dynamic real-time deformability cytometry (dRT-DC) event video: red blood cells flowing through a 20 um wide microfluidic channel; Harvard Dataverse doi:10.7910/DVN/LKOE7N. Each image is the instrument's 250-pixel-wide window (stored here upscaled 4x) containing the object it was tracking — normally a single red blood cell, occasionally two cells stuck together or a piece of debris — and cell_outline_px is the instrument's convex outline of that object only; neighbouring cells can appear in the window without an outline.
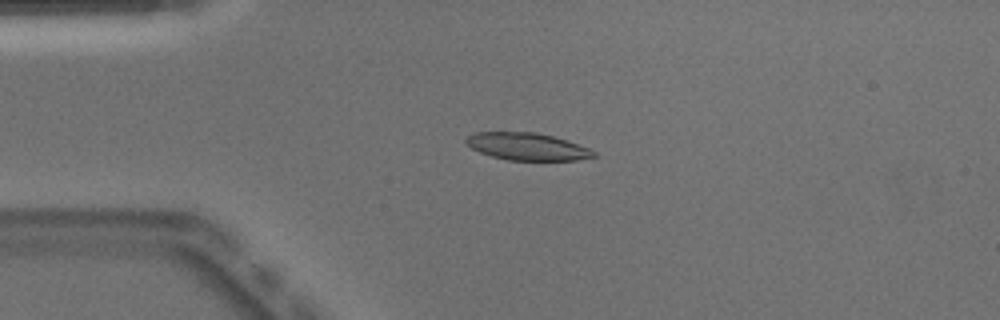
{"species": "Egyptian fruit bat (a non-hibernating species)", "species_latin": "Rousettus aegyptiacus", "temperature_condition": "warm", "stored_images_in_passage": 50, "camera_frame_rate_fps": 3000, "um_per_image_px": 0.085, "animal": {"sex": "male"}, "frame": {"image": 1, "passage_image": 11, "time_ms": 3.333, "image_size_px": [1000, 320], "cell_outline_px": [[596, 156], [576, 160], [508, 160], [492, 156], [480, 152], [472, 148], [464, 140], [468, 136], [476, 132], [536, 132], [552, 136], [588, 148], [596, 152]], "centroid_in_image_um": [44.79, 12.45], "position_along_channel_um": 40.2, "area_um2": 20.0}}
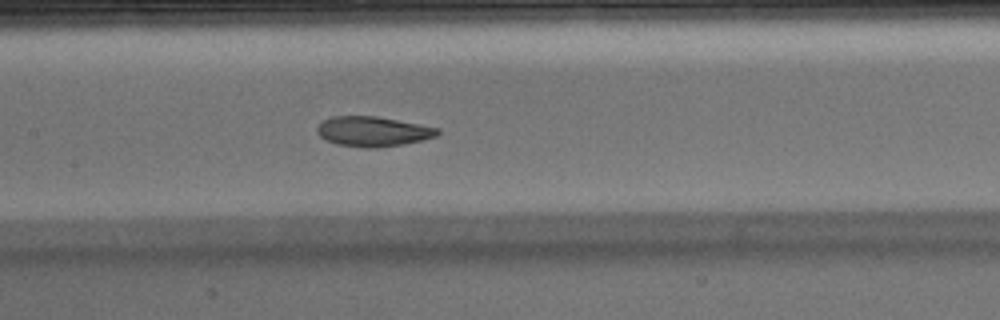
{"frame": {"image": 2, "passage_image": 23, "time_ms": 7.333, "image_size_px": [1000, 320], "cell_outline_px": [[440, 132], [436, 136], [404, 144], [380, 148], [364, 148], [336, 144], [320, 136], [316, 132], [316, 128], [324, 120], [332, 116], [376, 116], [420, 124], [440, 128]], "centroid_in_image_um": [31.7, 11.18], "position_along_channel_um": 175.7, "area_um2": 21.04}}
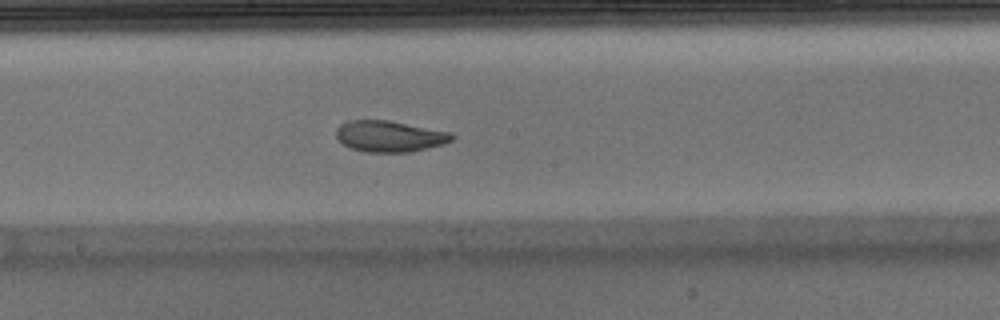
{"frame": {"image": 3, "passage_image": 26, "time_ms": 8.333, "image_size_px": [1000, 320], "cell_outline_px": [[456, 136], [452, 140], [444, 144], [412, 152], [364, 152], [352, 148], [344, 144], [336, 136], [336, 128], [340, 124], [348, 120], [388, 120], [452, 132]], "centroid_in_image_um": [33.14, 11.58], "position_along_channel_um": 215.1, "area_um2": 21.15}, "authors_computed_cell_mechanics": {"area_um2": 21.6172, "velocity_mm_per_s": 3.9589, "shape_relaxation_time_tau1_ms": 7.5063, "shape_relaxation_time_tau2_ms": 1.3446, "deformation_change_tau1": 0.2029, "deformation_change_tau2": 0.0693}}